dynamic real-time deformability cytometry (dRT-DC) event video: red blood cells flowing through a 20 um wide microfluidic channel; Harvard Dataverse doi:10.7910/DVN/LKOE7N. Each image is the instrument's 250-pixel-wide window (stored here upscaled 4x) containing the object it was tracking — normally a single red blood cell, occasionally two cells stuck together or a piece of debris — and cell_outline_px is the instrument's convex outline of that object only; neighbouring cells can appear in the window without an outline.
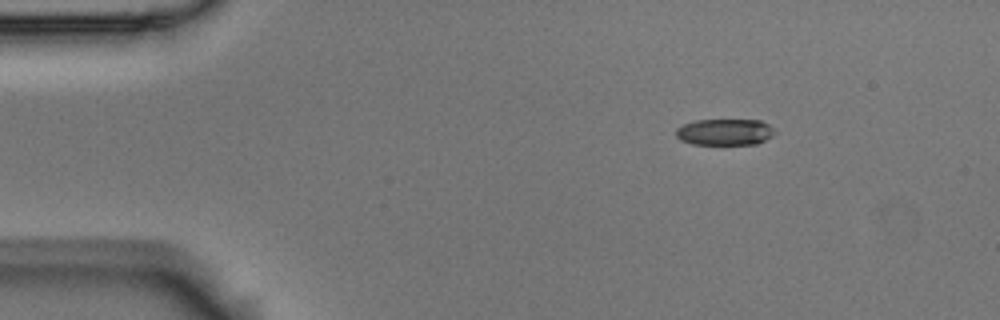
{"species": "Egyptian fruit bat (a non-hibernating species)", "species_latin": "Rousettus aegyptiacus", "temperature_condition": "room temperature", "stored_images_in_passage": 4, "camera_frame_rate_fps": 3000, "um_per_image_px": 0.085, "animal": {"sex": "male"}, "frame": {"image": 1, "passage_image": 1, "time_ms": 0.0, "image_size_px": [1000, 320], "cell_outline_px": [[776, 132], [772, 136], [756, 144], [692, 144], [680, 140], [676, 136], [676, 128], [684, 124], [696, 120], [760, 120], [768, 124]], "centroid_in_image_um": [61.59, 11.22], "position_along_channel_um": 23.4, "area_um2": 15.14}}
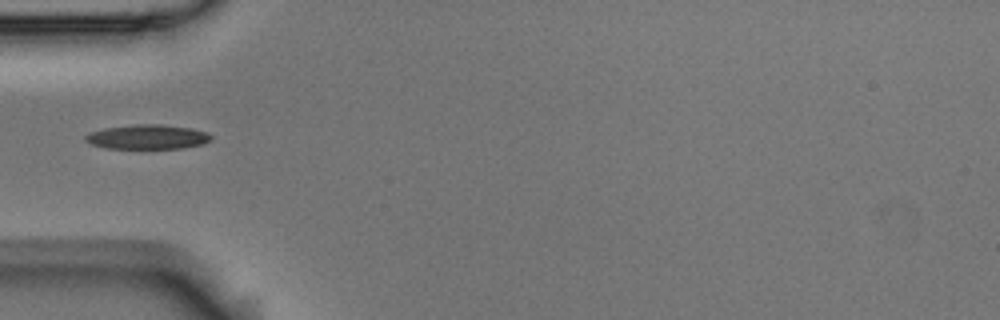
{"frame": {"image": 2, "passage_image": 4, "time_ms": 1.0, "image_size_px": [1000, 320], "cell_outline_px": [[212, 140], [204, 144], [184, 148], [104, 148], [92, 144], [84, 140], [84, 136], [92, 132], [104, 128], [136, 124], [160, 124], [188, 128], [208, 132], [212, 136]], "centroid_in_image_um": [12.56, 11.64], "position_along_channel_um": 72.4, "area_um2": 17.92}}